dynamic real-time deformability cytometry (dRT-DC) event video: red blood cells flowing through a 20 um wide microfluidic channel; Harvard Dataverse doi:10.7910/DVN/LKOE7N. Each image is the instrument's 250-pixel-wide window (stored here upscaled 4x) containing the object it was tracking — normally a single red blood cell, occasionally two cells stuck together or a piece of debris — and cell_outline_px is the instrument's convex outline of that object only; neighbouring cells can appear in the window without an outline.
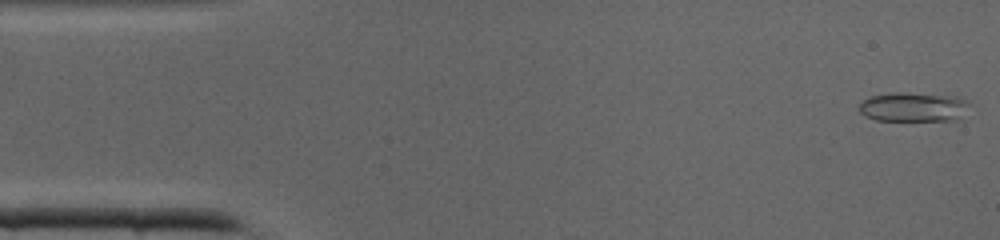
{"species": "common noctule bat (a hibernating species)", "species_latin": "Nyctalus noctula", "temperature_condition": "cold", "stored_images_in_passage": 40, "camera_frame_rate_fps": 3000, "um_per_image_px": 0.085, "animal": {"sex": "male", "body_mass_g": 19.0, "forearm_length_mm": 50.8}, "frame": {"image": 1, "passage_image": 1, "time_ms": 0.0, "image_size_px": [1000, 240], "cell_outline_px": [[968, 104], [956, 120], [876, 120], [860, 112], [860, 104], [864, 100], [872, 96], [896, 92], [900, 92], [956, 96], [964, 100]], "centroid_in_image_um": [77.6, 9.08], "position_along_channel_um": 7.4, "area_um2": 18.26}}
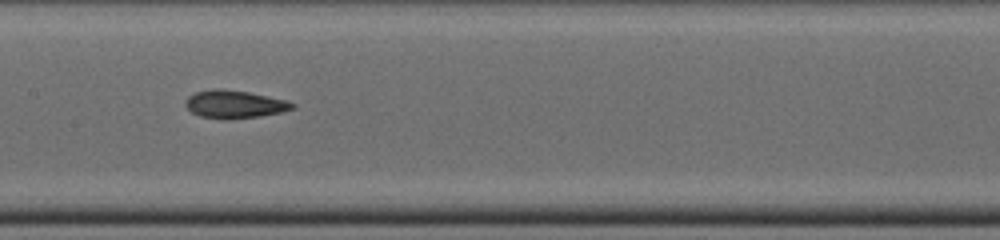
{"frame": {"image": 2, "passage_image": 19, "time_ms": 6.0, "image_size_px": [1000, 240], "cell_outline_px": [[296, 108], [280, 112], [260, 116], [228, 120], [224, 120], [200, 116], [192, 112], [184, 104], [188, 96], [196, 92], [212, 88], [220, 88], [248, 92], [288, 100], [296, 104]], "centroid_in_image_um": [19.94, 8.86], "position_along_channel_um": 187.5, "area_um2": 17.57}}
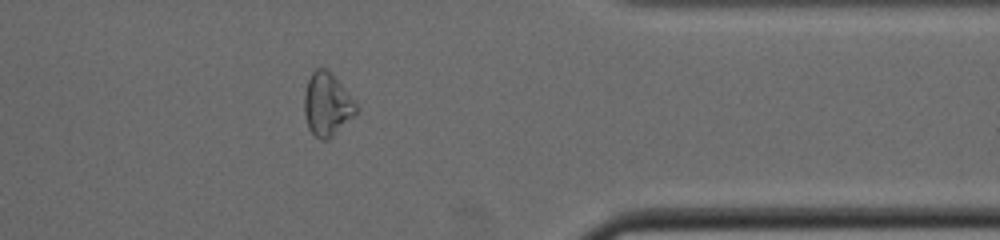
{"frame": {"image": 3, "passage_image": 32, "time_ms": 10.333, "image_size_px": [1000, 240], "cell_outline_px": [[356, 112], [328, 140], [320, 140], [308, 128], [304, 112], [304, 92], [308, 80], [312, 72], [316, 68], [324, 68], [356, 100]], "centroid_in_image_um": [27.77, 8.89], "position_along_channel_um": 383.6, "area_um2": 18.61}}